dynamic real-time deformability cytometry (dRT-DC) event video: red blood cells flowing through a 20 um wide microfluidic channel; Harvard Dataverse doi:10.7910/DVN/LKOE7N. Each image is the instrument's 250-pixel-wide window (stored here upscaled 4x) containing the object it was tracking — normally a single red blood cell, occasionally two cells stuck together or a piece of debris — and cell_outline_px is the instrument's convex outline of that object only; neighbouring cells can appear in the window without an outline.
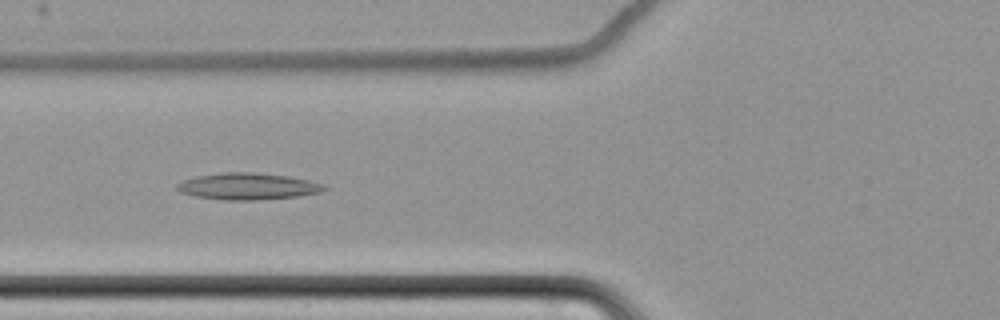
{"species": "common noctule bat (a hibernating species)", "species_latin": "Nyctalus noctula", "temperature_condition": "cold", "stored_images_in_passage": 9, "camera_frame_rate_fps": 3000, "um_per_image_px": 0.085, "animal": {"sex": "female", "body_mass_g": 22.7, "forearm_length_mm": 54.2}, "frame": {"image": 1, "passage_image": 8, "time_ms": 9.0, "image_size_px": [1000, 320], "cell_outline_px": [[328, 188], [320, 192], [300, 196], [256, 200], [224, 200], [196, 196], [180, 192], [176, 188], [176, 184], [184, 180], [196, 176], [220, 172], [256, 172], [288, 176], [308, 180], [324, 184]], "centroid_in_image_um": [21.07, 15.83], "position_along_channel_um": 104.7, "area_um2": 22.95}}
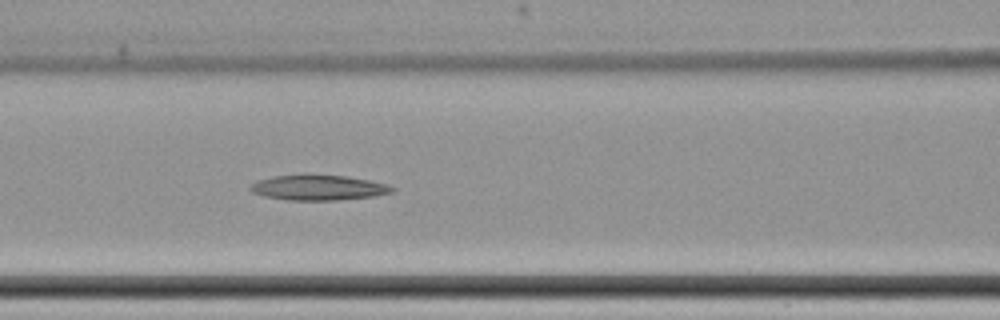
{"frame": {"image": 2, "passage_image": 9, "time_ms": 10.0, "image_size_px": [1000, 320], "cell_outline_px": [[396, 188], [392, 192], [372, 196], [336, 200], [288, 200], [264, 196], [252, 192], [248, 188], [256, 180], [272, 176], [300, 172], [348, 176], [388, 184]], "centroid_in_image_um": [27.0, 15.9], "position_along_channel_um": 139.6, "area_um2": 21.5}}